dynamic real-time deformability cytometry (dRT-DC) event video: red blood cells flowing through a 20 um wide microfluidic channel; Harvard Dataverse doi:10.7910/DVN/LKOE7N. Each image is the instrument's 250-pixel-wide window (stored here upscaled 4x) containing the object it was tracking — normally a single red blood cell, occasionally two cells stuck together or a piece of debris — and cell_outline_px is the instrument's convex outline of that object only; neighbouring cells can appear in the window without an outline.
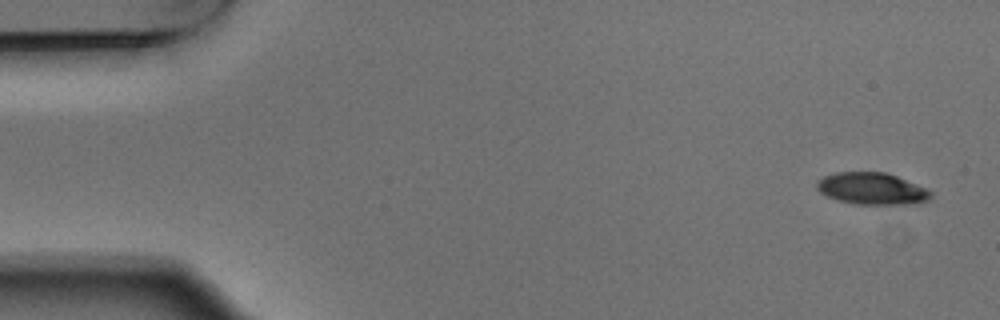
{"species": "Egyptian fruit bat (a non-hibernating species)", "species_latin": "Rousettus aegyptiacus", "temperature_condition": "warm", "stored_images_in_passage": 4, "camera_frame_rate_fps": 3000, "um_per_image_px": 0.085, "animal": {"sex": "male"}, "frame": {"image": 1, "passage_image": 1, "time_ms": 0.0, "image_size_px": [1000, 320], "cell_outline_px": [[932, 196], [928, 200], [916, 204], [856, 204], [836, 200], [820, 192], [816, 188], [816, 180], [824, 176], [836, 172], [888, 172], [924, 188], [932, 192]], "centroid_in_image_um": [74.08, 16.03], "position_along_channel_um": 10.9, "area_um2": 21.21}}
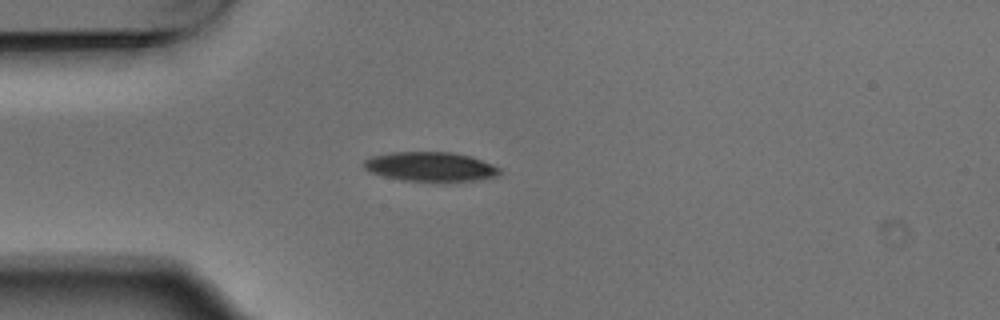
{"frame": {"image": 2, "passage_image": 4, "time_ms": 1.0, "image_size_px": [1000, 320], "cell_outline_px": [[500, 172], [496, 176], [480, 180], [444, 184], [404, 180], [384, 176], [368, 172], [364, 168], [364, 160], [368, 156], [392, 152], [452, 152], [472, 156], [492, 164], [500, 168]], "centroid_in_image_um": [36.6, 14.2], "position_along_channel_um": 48.4, "area_um2": 24.16}}